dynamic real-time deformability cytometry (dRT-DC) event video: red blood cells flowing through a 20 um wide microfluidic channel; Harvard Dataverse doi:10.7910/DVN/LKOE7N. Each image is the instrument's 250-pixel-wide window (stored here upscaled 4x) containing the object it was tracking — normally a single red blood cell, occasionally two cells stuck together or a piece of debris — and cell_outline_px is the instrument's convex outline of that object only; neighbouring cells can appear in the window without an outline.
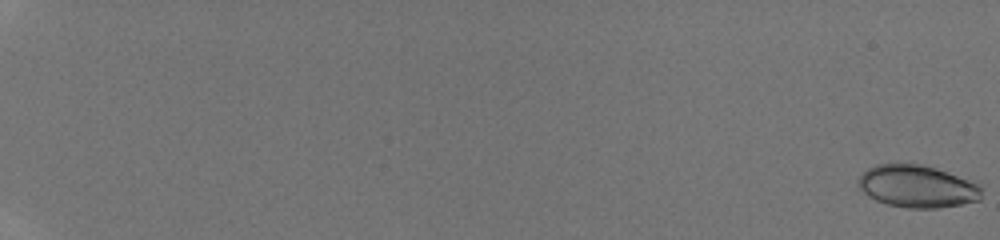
{"species": "human", "species_latin": "Homo sapiens", "temperature_condition": "room temperature", "stored_images_in_passage": 48, "camera_frame_rate_fps": 3000, "um_per_image_px": 0.085, "donor": {"sex": "male"}, "frame": {"image": 1, "passage_image": 1, "time_ms": 0.0, "image_size_px": [1000, 240], "cell_outline_px": [[980, 200], [960, 204], [936, 208], [908, 208], [888, 204], [876, 200], [868, 196], [856, 184], [856, 180], [868, 168], [876, 164], [896, 160], [920, 164], [936, 168], [980, 184]], "centroid_in_image_um": [77.89, 15.8], "position_along_channel_um": 7.1, "area_um2": 30.87}}
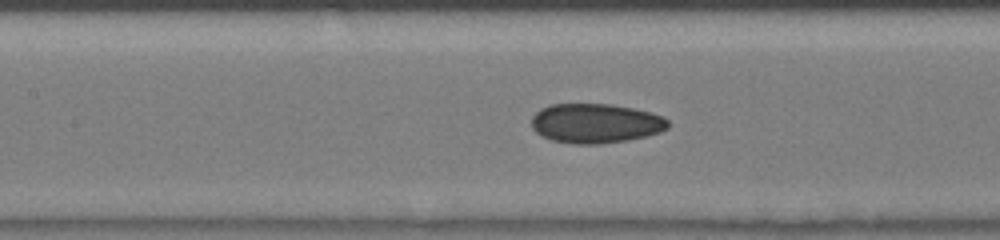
{"frame": {"image": 2, "passage_image": 27, "time_ms": 8.667, "image_size_px": [1000, 240], "cell_outline_px": [[668, 128], [660, 132], [648, 136], [628, 140], [600, 144], [576, 144], [552, 140], [540, 136], [532, 128], [532, 116], [540, 108], [548, 104], [612, 104], [652, 112], [664, 116], [668, 120]], "centroid_in_image_um": [50.63, 10.48], "position_along_channel_um": 156.8, "area_um2": 31.79}}
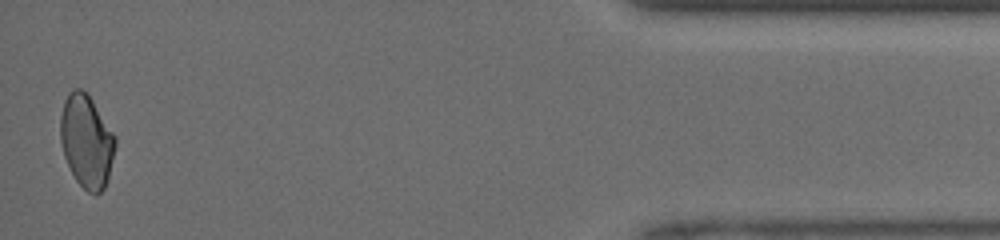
{"frame": {"image": 3, "passage_image": 48, "time_ms": 15.667, "image_size_px": [1000, 240], "cell_outline_px": [[116, 144], [108, 176], [104, 188], [96, 196], [88, 192], [76, 180], [64, 156], [60, 140], [60, 116], [64, 100], [68, 92], [72, 88], [80, 88], [88, 92], [116, 136]], "centroid_in_image_um": [7.35, 11.95], "position_along_channel_um": 427.9, "area_um2": 29.94}}